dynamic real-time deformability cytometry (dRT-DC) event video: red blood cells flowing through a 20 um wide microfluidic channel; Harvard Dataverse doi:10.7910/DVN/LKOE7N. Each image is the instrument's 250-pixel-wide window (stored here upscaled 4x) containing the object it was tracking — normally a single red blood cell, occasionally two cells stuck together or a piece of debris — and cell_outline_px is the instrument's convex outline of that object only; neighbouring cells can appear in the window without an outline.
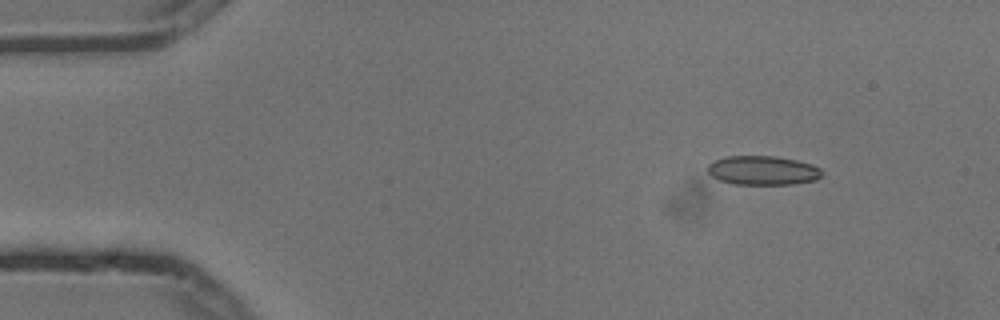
{"species": "common noctule bat (a hibernating species)", "species_latin": "Nyctalus noctula", "temperature_condition": "cold", "stored_images_in_passage": 11, "camera_frame_rate_fps": 3000, "um_per_image_px": 0.085, "animal": {"sex": "male", "body_mass_g": 13.3}, "frame": {"image": 1, "passage_image": 2, "time_ms": 0.333, "image_size_px": [1000, 320], "cell_outline_px": [[820, 176], [816, 180], [792, 184], [732, 184], [720, 180], [712, 176], [708, 172], [708, 164], [712, 160], [728, 156], [776, 156], [796, 160], [812, 164], [820, 168]], "centroid_in_image_um": [64.8, 14.48], "position_along_channel_um": 20.2, "area_um2": 19.36}}
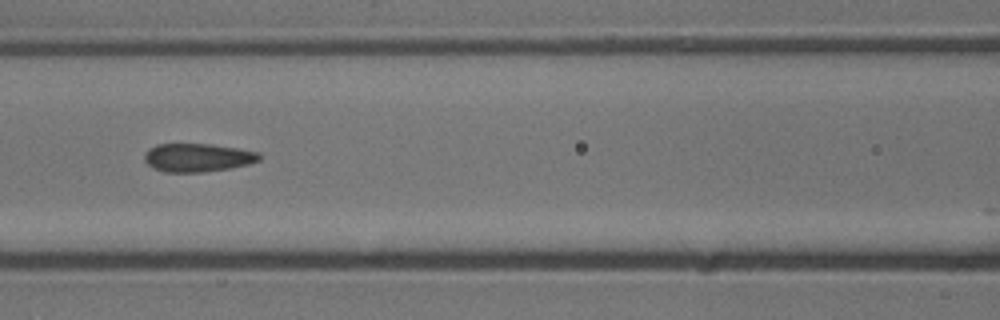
{"frame": {"image": 2, "passage_image": 7, "time_ms": 2.0, "image_size_px": [1000, 320], "cell_outline_px": [[260, 160], [248, 164], [228, 168], [204, 172], [164, 172], [152, 168], [144, 160], [144, 152], [148, 148], [156, 144], [212, 144], [240, 148], [260, 152]], "centroid_in_image_um": [16.78, 13.38], "position_along_channel_um": 149.8, "area_um2": 19.19}}
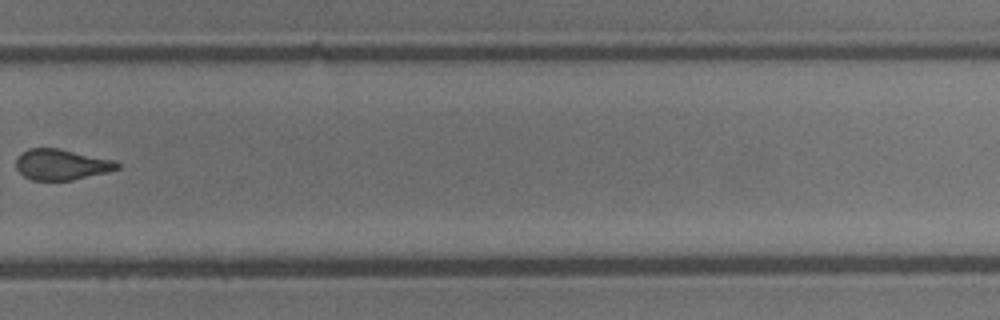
{"frame": {"image": 3, "passage_image": 11, "time_ms": 3.333, "image_size_px": [1000, 320], "cell_outline_px": [[120, 168], [108, 172], [72, 180], [32, 180], [24, 176], [16, 168], [16, 160], [28, 148], [60, 148], [116, 160], [120, 164]], "centroid_in_image_um": [5.27, 13.98], "position_along_channel_um": 324.5, "area_um2": 18.21}}